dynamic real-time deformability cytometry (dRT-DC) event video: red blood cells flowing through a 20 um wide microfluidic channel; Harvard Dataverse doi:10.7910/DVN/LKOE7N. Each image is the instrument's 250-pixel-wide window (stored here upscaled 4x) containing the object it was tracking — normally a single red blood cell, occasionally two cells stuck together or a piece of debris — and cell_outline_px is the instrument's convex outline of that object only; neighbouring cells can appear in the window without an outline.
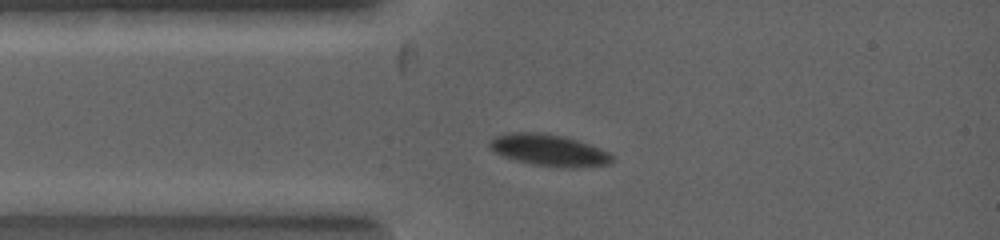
{"species": "common noctule bat (a hibernating species)", "species_latin": "Nyctalus noctula", "temperature_condition": "warm", "stored_images_in_passage": 2, "camera_frame_rate_fps": 5000, "um_per_image_px": 0.085, "animal": {"sex": "female", "body_mass_g": 19.0, "forearm_length_mm": 53.3}, "frame": {"image": 1, "passage_image": 1, "time_ms": 0.0, "image_size_px": [1000, 240], "cell_outline_px": [[612, 164], [576, 168], [556, 168], [532, 164], [516, 160], [504, 156], [488, 148], [488, 140], [496, 136], [508, 132], [544, 132], [564, 136], [600, 148], [608, 152], [612, 156]], "centroid_in_image_um": [46.65, 12.77], "position_along_channel_um": 38.4, "area_um2": 22.89}}